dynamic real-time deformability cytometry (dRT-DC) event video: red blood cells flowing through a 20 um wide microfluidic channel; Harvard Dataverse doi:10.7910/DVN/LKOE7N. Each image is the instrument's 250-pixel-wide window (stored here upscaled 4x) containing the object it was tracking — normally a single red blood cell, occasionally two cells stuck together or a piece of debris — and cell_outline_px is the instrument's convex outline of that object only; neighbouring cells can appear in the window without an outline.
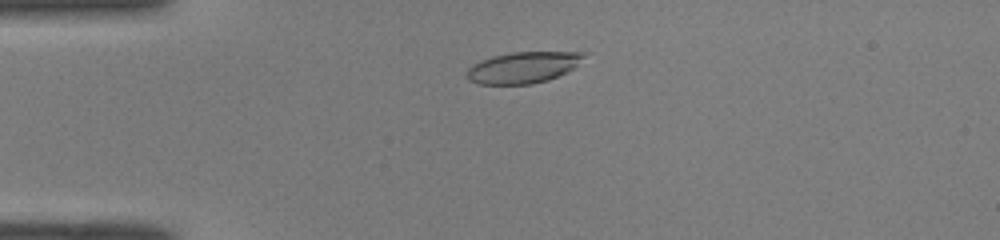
{"species": "common noctule bat (a hibernating species)", "species_latin": "Nyctalus noctula", "temperature_condition": "room temperature", "stored_images_in_passage": 46, "camera_frame_rate_fps": 3000, "um_per_image_px": 0.085, "animal": {"sex": "male", "body_mass_g": 19.0, "forearm_length_mm": 50.8}, "frame": {"image": 1, "passage_image": 8, "time_ms": 2.333, "image_size_px": [1000, 240], "cell_outline_px": [[588, 52], [572, 68], [548, 80], [532, 84], [480, 84], [468, 80], [464, 76], [468, 68], [492, 56], [512, 52]], "centroid_in_image_um": [44.41, 5.74], "position_along_channel_um": 40.6, "area_um2": 20.98}}
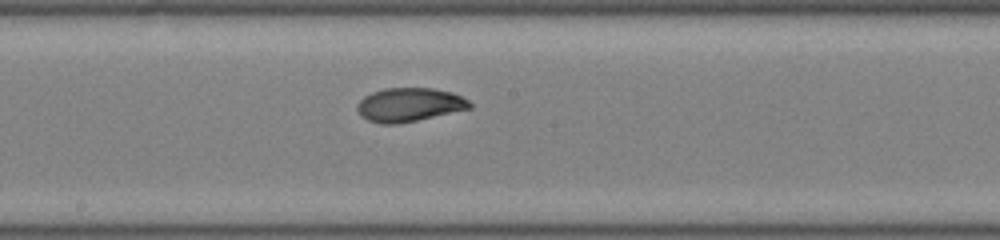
{"frame": {"image": 2, "passage_image": 23, "time_ms": 7.333, "image_size_px": [1000, 240], "cell_outline_px": [[472, 108], [416, 120], [396, 124], [380, 124], [368, 120], [360, 116], [356, 108], [356, 104], [364, 96], [372, 92], [384, 88], [432, 88], [452, 92], [468, 100], [472, 104]], "centroid_in_image_um": [34.75, 8.9], "position_along_channel_um": 213.4, "area_um2": 22.14}}
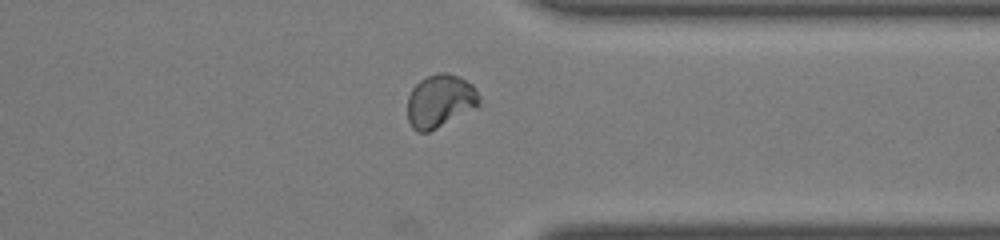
{"frame": {"image": 3, "passage_image": 35, "time_ms": 11.333, "image_size_px": [1000, 240], "cell_outline_px": [[480, 104], [476, 108], [428, 132], [416, 132], [412, 128], [408, 120], [408, 96], [412, 88], [420, 80], [428, 76], [440, 72], [448, 72], [460, 76], [472, 84], [480, 96]], "centroid_in_image_um": [37.41, 8.57], "position_along_channel_um": 374.0, "area_um2": 22.31}, "authors_computed_cell_mechanics": {"area_um2": 21.7906, "velocity_mm_per_s": 4.061, "shape_relaxation_time_tau1_ms": 8.6913, "shape_relaxation_time_tau2_ms": 1.2474, "deformation_change_tau1": 0.2493, "deformation_change_tau2": 0.0447}}